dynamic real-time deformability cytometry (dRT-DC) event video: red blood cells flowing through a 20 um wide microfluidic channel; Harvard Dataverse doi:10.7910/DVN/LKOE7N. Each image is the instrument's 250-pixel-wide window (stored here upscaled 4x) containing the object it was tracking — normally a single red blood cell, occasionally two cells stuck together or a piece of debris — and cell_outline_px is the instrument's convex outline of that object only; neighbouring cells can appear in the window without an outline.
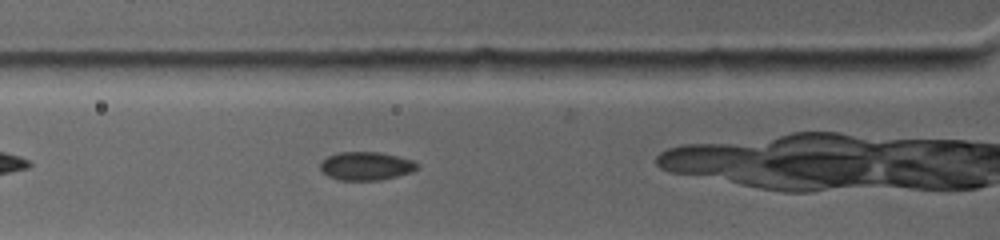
{"species": "common noctule bat (a hibernating species)", "species_latin": "Nyctalus noctula", "temperature_condition": "warm", "stored_images_in_passage": 72, "camera_frame_rate_fps": 4500, "um_per_image_px": 0.085, "animal": {"sex": "female", "body_mass_g": 19.0, "forearm_length_mm": 53.3}, "frame": {"image": 1, "passage_image": 6, "time_ms": 0.889, "image_size_px": [1000, 240], "cell_outline_px": [[416, 168], [412, 172], [380, 180], [336, 180], [328, 176], [320, 168], [320, 164], [328, 156], [344, 152], [376, 152], [396, 156], [408, 160], [416, 164]], "centroid_in_image_um": [31.06, 14.13], "position_along_channel_um": 94.7, "area_um2": 15.55}}
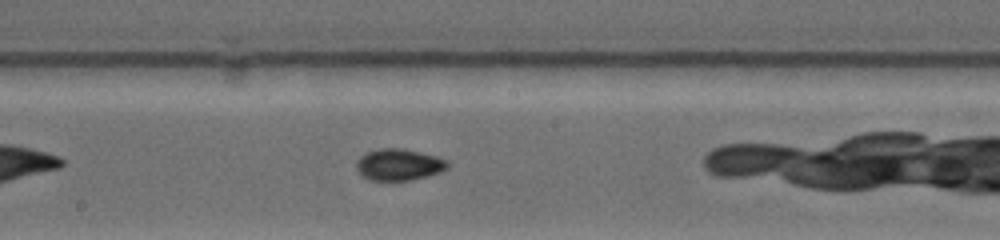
{"frame": {"image": 2, "passage_image": 31, "time_ms": 4.0, "image_size_px": [1000, 240], "cell_outline_px": [[448, 168], [440, 172], [428, 176], [412, 180], [368, 180], [356, 168], [356, 164], [368, 152], [384, 148], [396, 148], [416, 152], [432, 156], [444, 160], [448, 164]], "centroid_in_image_um": [33.91, 14.02], "position_along_channel_um": 214.3, "area_um2": 16.07}}
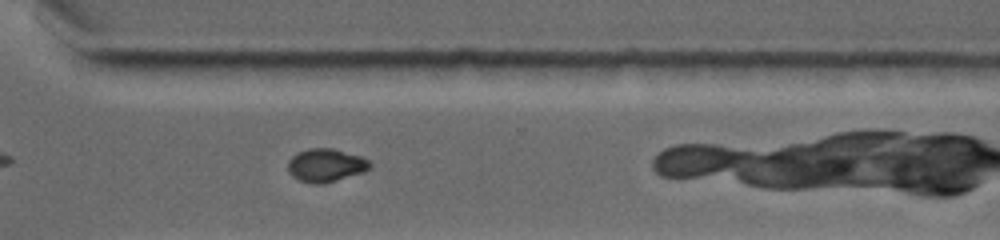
{"frame": {"image": 3, "passage_image": 59, "time_ms": 7.333, "image_size_px": [1000, 240], "cell_outline_px": [[372, 168], [364, 172], [324, 184], [316, 184], [300, 180], [292, 176], [288, 172], [288, 160], [292, 156], [308, 148], [332, 148], [360, 156], [368, 160], [372, 164]], "centroid_in_image_um": [27.71, 14.05], "position_along_channel_um": 342.9, "area_um2": 15.9}}